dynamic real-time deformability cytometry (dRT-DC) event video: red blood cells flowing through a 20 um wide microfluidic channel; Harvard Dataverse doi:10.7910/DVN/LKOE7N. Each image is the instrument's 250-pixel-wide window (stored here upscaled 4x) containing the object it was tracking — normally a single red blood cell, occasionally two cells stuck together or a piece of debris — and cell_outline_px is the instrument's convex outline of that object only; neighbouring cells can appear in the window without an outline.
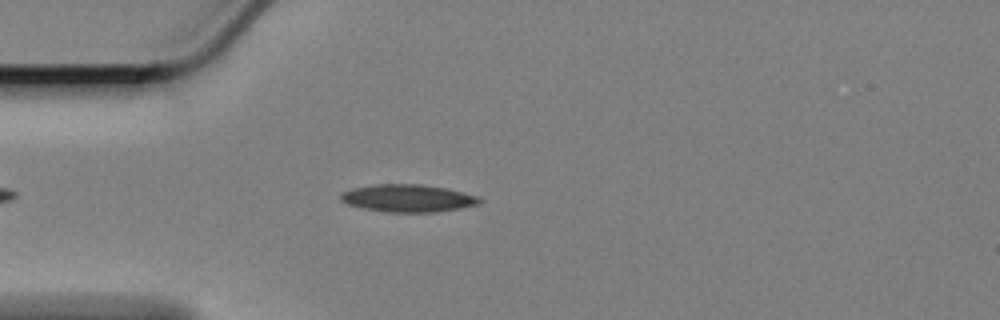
{"species": "Egyptian fruit bat (a non-hibernating species)", "species_latin": "Rousettus aegyptiacus", "temperature_condition": "cold", "stored_images_in_passage": 51, "camera_frame_rate_fps": 3000, "um_per_image_px": 0.085, "animal": {"sex": "female"}, "frame": {"image": 1, "passage_image": 8, "time_ms": 2.333, "image_size_px": [1000, 320], "cell_outline_px": [[484, 200], [480, 204], [460, 208], [432, 212], [388, 212], [348, 204], [340, 200], [340, 192], [352, 188], [376, 184], [420, 184], [448, 188], [476, 196]], "centroid_in_image_um": [34.69, 16.83], "position_along_channel_um": 50.3, "area_um2": 22.14}}
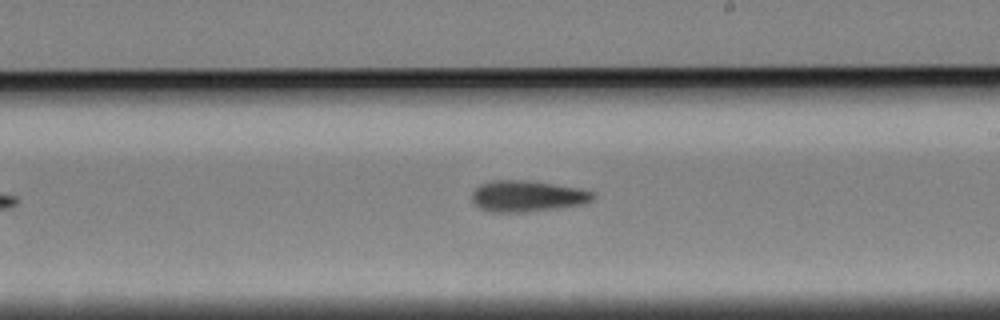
{"frame": {"image": 2, "passage_image": 26, "time_ms": 8.333, "image_size_px": [1000, 320], "cell_outline_px": [[596, 196], [592, 200], [580, 204], [556, 208], [528, 212], [492, 212], [480, 208], [472, 200], [472, 192], [480, 184], [492, 180], [524, 180], [580, 188], [592, 192]], "centroid_in_image_um": [44.79, 16.67], "position_along_channel_um": 244.2, "area_um2": 21.79}}
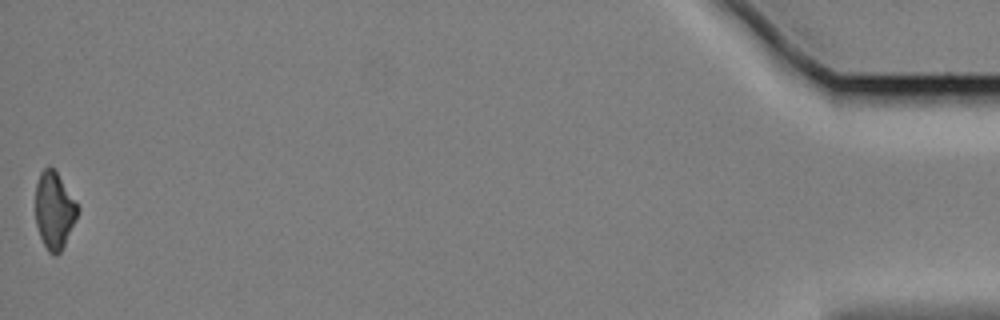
{"frame": {"image": 3, "passage_image": 51, "time_ms": 16.667, "image_size_px": [1000, 320], "cell_outline_px": [[80, 208], [64, 244], [60, 252], [56, 256], [52, 256], [48, 252], [40, 236], [36, 224], [36, 184], [40, 172], [48, 164], [56, 172]], "centroid_in_image_um": [4.59, 17.88], "position_along_channel_um": 430.6, "area_um2": 18.61}, "authors_computed_cell_mechanics": {"area_um2": 20.7502, "velocity_mm_per_s": 3.3783, "shape_relaxation_time_tau1_ms": 8.8441, "shape_relaxation_time_tau2_ms": 6.2115, "deformation_change_tau1": 0.1764, "deformation_change_tau2": 0.1622}}